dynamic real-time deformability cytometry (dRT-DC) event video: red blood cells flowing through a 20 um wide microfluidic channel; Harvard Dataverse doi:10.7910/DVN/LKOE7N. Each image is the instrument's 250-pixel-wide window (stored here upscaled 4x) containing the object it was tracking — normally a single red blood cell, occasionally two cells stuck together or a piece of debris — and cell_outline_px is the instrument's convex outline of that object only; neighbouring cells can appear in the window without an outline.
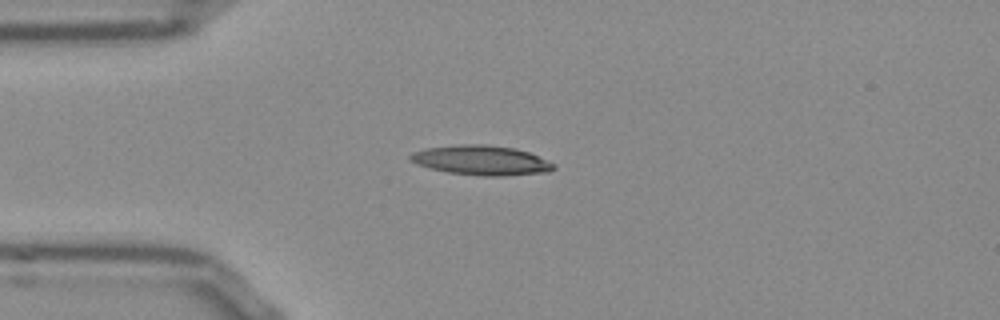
{"species": "Egyptian fruit bat (a non-hibernating species)", "species_latin": "Rousettus aegyptiacus", "temperature_condition": "room temperature", "stored_images_in_passage": 40, "camera_frame_rate_fps": 3000, "um_per_image_px": 0.085, "frame": {"image": 1, "passage_image": 1, "time_ms": 0.0, "image_size_px": [1000, 320], "cell_outline_px": [[556, 168], [548, 172], [504, 176], [484, 176], [448, 172], [416, 164], [408, 156], [412, 152], [424, 148], [460, 144], [484, 144], [516, 148], [528, 152], [556, 164]], "centroid_in_image_um": [40.93, 13.62], "position_along_channel_um": 44.1, "area_um2": 24.8}}
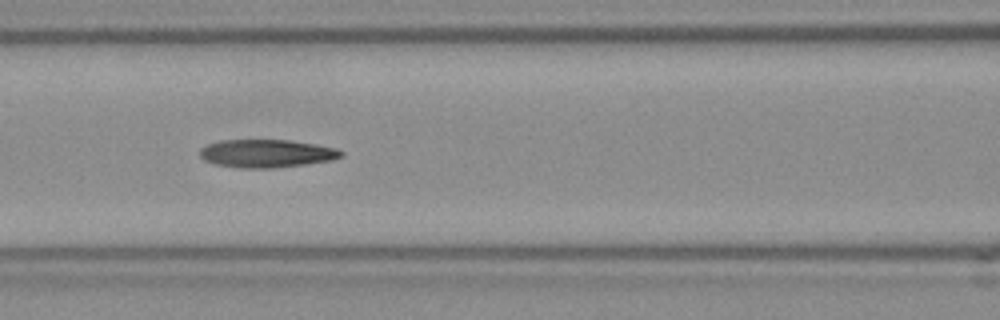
{"frame": {"image": 2, "passage_image": 10, "time_ms": 3.0, "image_size_px": [1000, 320], "cell_outline_px": [[344, 156], [332, 160], [304, 164], [272, 168], [240, 168], [216, 164], [204, 160], [200, 156], [200, 148], [208, 144], [220, 140], [288, 140], [336, 148], [344, 152]], "centroid_in_image_um": [22.65, 13.04], "position_along_channel_um": 144.0, "area_um2": 22.95}}
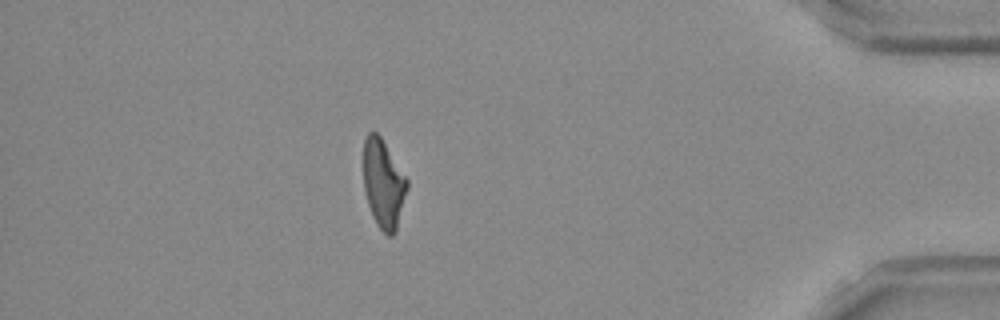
{"frame": {"image": 3, "passage_image": 34, "time_ms": 11.0, "image_size_px": [1000, 320], "cell_outline_px": [[408, 188], [396, 232], [392, 236], [388, 236], [376, 224], [372, 216], [368, 204], [364, 188], [364, 140], [368, 132], [376, 132], [380, 136], [408, 180]], "centroid_in_image_um": [32.6, 15.65], "position_along_channel_um": 402.6, "area_um2": 22.43}, "authors_computed_cell_mechanics": {"area_um2": 23.1489, "velocity_mm_per_s": 3.8354, "shape_relaxation_time_tau1_ms": null, "shape_relaxation_time_tau2_ms": 4.0814, "deformation_change_tau1": null, "deformation_change_tau2": 0.1542}}